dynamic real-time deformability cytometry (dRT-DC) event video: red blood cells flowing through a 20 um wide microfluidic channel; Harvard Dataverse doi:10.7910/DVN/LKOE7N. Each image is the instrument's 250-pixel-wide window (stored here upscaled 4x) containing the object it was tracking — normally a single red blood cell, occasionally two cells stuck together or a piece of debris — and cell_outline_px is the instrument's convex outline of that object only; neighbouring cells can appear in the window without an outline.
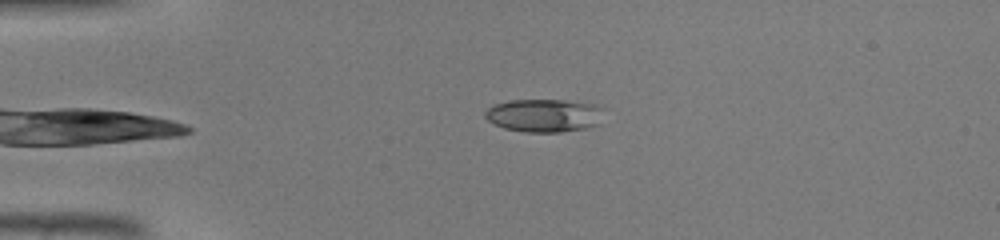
{"species": "common noctule bat (a hibernating species)", "species_latin": "Nyctalus noctula", "temperature_condition": "warm", "stored_images_in_passage": 31, "camera_frame_rate_fps": 3000, "um_per_image_px": 0.085, "animal": {"sex": "male", "body_mass_g": 19.0, "forearm_length_mm": 50.8}, "frame": {"image": 1, "passage_image": 2, "time_ms": 0.333, "image_size_px": [1000, 240], "cell_outline_px": [[600, 124], [588, 128], [560, 132], [524, 132], [504, 128], [488, 120], [484, 116], [484, 112], [488, 108], [496, 104], [508, 100], [564, 100], [592, 104], [600, 108]], "centroid_in_image_um": [46.22, 9.82], "position_along_channel_um": 38.8, "area_um2": 22.72}}
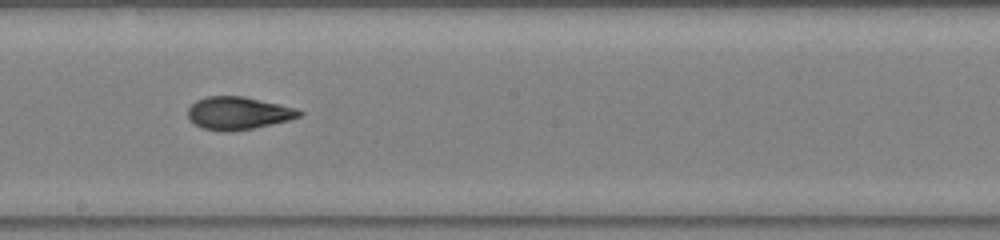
{"frame": {"image": 2, "passage_image": 17, "time_ms": 5.333, "image_size_px": [1000, 240], "cell_outline_px": [[304, 112], [300, 116], [288, 120], [252, 128], [228, 132], [224, 132], [204, 128], [196, 124], [188, 116], [188, 108], [196, 100], [208, 96], [244, 96], [280, 104], [296, 108]], "centroid_in_image_um": [20.26, 9.6], "position_along_channel_um": 227.9, "area_um2": 21.04}}
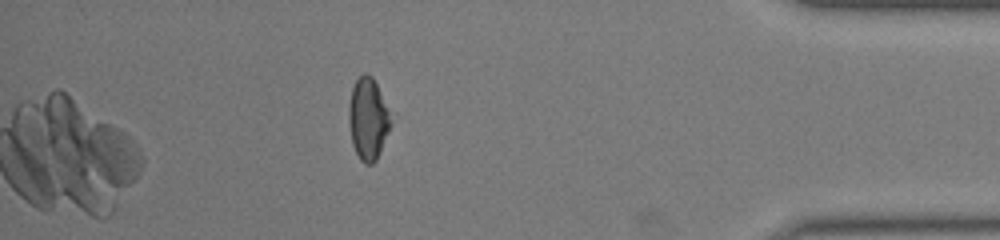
{"frame": {"image": 3, "passage_image": 31, "time_ms": 10.0, "image_size_px": [1000, 240], "cell_outline_px": [[396, 116], [380, 152], [376, 160], [372, 164], [364, 164], [360, 160], [352, 144], [348, 120], [348, 104], [352, 88], [356, 80], [364, 72], [372, 76]], "centroid_in_image_um": [31.34, 10.08], "position_along_channel_um": 403.9, "area_um2": 20.92}}